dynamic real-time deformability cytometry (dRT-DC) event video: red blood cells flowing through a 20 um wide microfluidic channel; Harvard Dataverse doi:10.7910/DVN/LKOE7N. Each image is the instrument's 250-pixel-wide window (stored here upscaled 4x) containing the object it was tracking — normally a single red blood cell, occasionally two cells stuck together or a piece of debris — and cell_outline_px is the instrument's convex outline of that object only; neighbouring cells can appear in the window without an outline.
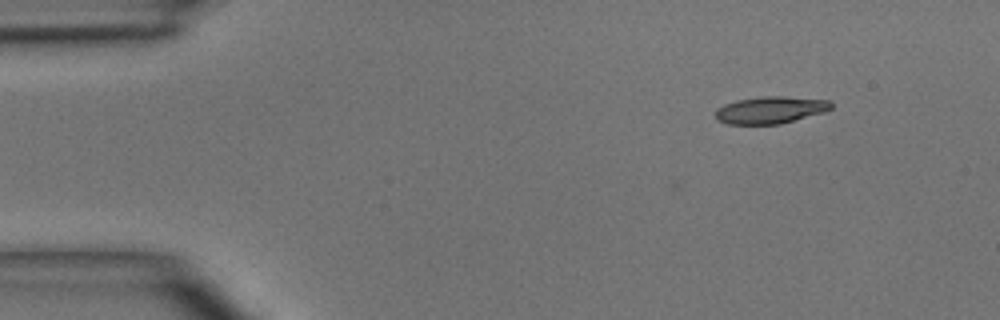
{"species": "common noctule bat (a hibernating species)", "species_latin": "Nyctalus noctula", "temperature_condition": "room temperature", "stored_images_in_passage": 3, "segment_of_instrument_passage": [2, 2], "camera_frame_rate_fps": 3000, "um_per_image_px": 0.085, "animal": {"sex": "male", "body_mass_g": 15.6}, "frame": {"image": 1, "passage_image": 3, "time_ms": 2.333, "image_size_px": [1000, 320], "cell_outline_px": [[832, 108], [824, 112], [780, 124], [728, 124], [716, 120], [716, 108], [724, 104], [736, 100], [764, 96], [784, 96], [828, 100], [832, 104]], "centroid_in_image_um": [65.46, 9.35], "position_along_channel_um": 19.5, "area_um2": 18.26}}